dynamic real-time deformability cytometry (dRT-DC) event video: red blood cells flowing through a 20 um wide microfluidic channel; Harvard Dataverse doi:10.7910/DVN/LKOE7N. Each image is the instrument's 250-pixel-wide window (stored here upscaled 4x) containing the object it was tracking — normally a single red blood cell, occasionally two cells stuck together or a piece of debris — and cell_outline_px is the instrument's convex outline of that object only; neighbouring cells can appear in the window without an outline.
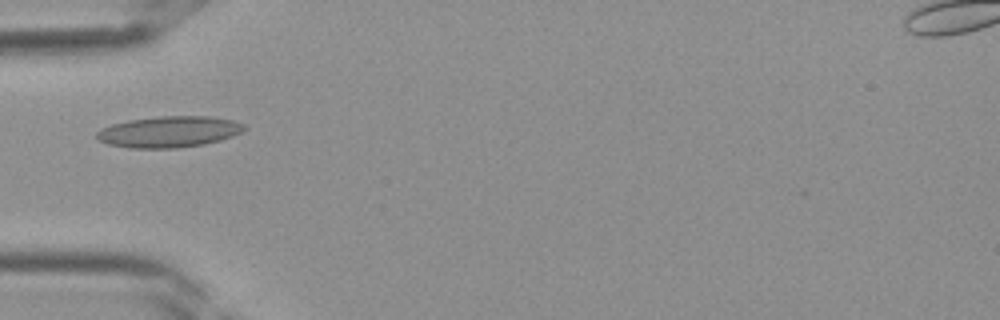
{"species": "Egyptian fruit bat (a non-hibernating species)", "species_latin": "Rousettus aegyptiacus", "temperature_condition": "room temperature", "stored_images_in_passage": 38, "camera_frame_rate_fps": 3000, "um_per_image_px": 0.085, "frame": {"image": 1, "passage_image": 13, "time_ms": 4.0, "image_size_px": [1000, 320], "cell_outline_px": [[248, 128], [244, 132], [220, 140], [204, 144], [176, 148], [132, 148], [108, 144], [100, 140], [96, 136], [96, 132], [100, 128], [112, 124], [128, 120], [160, 116], [208, 116], [232, 120], [244, 124]], "centroid_in_image_um": [14.39, 11.2], "position_along_channel_um": 70.6, "area_um2": 26.88}}
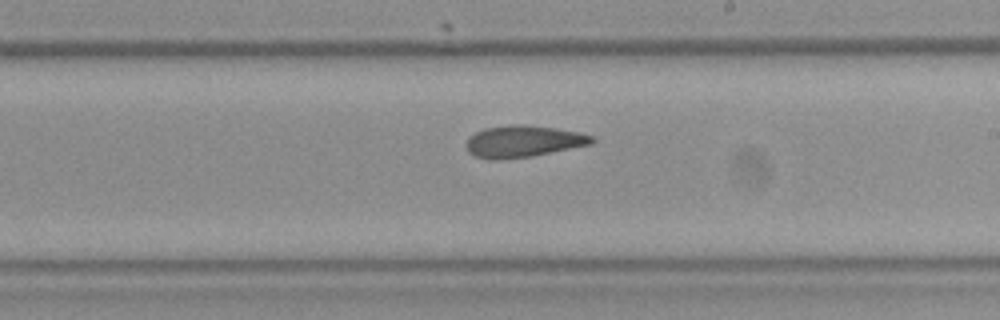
{"frame": {"image": 2, "passage_image": 23, "time_ms": 7.333, "image_size_px": [1000, 320], "cell_outline_px": [[596, 140], [592, 144], [532, 156], [500, 160], [488, 160], [476, 156], [468, 152], [464, 144], [468, 136], [484, 128], [512, 124], [524, 124], [556, 128], [580, 132], [592, 136]], "centroid_in_image_um": [44.44, 12.01], "position_along_channel_um": 244.6, "area_um2": 23.58}}
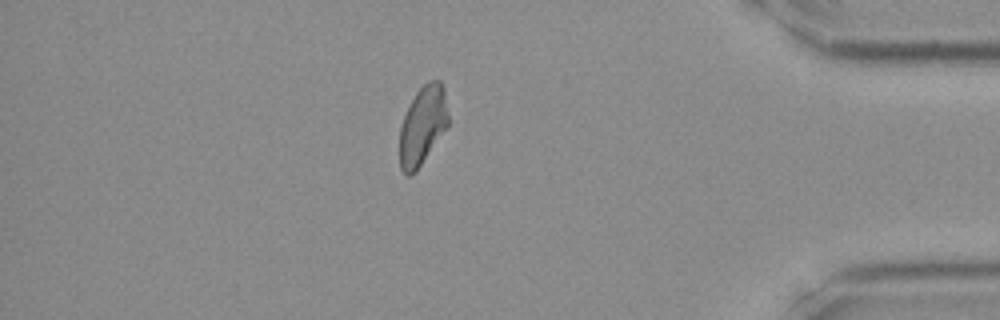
{"frame": {"image": 3, "passage_image": 34, "time_ms": 11.0, "image_size_px": [1000, 320], "cell_outline_px": [[448, 124], [416, 172], [408, 176], [400, 168], [400, 128], [404, 116], [416, 92], [428, 80], [440, 80], [444, 88], [448, 116]], "centroid_in_image_um": [35.92, 10.66], "position_along_channel_um": 399.3, "area_um2": 21.91}}